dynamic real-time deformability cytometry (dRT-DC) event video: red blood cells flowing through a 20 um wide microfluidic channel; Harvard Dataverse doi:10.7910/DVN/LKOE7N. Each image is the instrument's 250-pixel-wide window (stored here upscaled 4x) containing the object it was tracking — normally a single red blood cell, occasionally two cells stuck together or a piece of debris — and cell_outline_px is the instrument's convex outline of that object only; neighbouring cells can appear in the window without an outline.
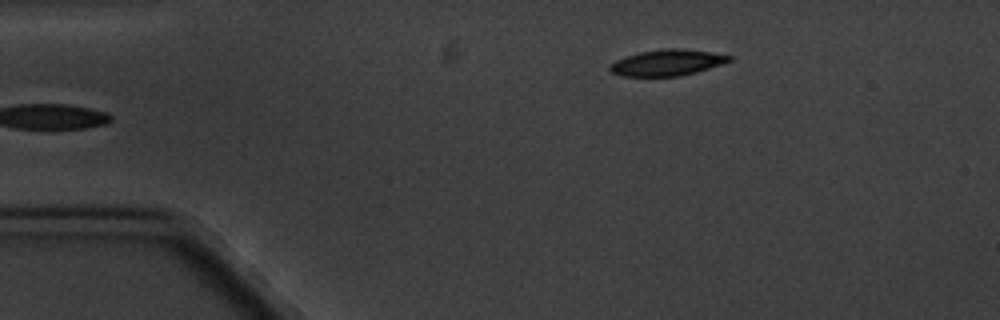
{"species": "common noctule bat (a hibernating species)", "species_latin": "Nyctalus noctula", "temperature_condition": "cold", "stored_images_in_passage": 5, "camera_frame_rate_fps": 3000, "um_per_image_px": 0.085, "animal": {"sex": "male", "body_mass_g": 20.1, "forearm_length_mm": 53.5}, "frame": {"image": 1, "passage_image": 5, "time_ms": 4.667, "image_size_px": [1000, 320], "cell_outline_px": [[732, 60], [696, 72], [680, 76], [624, 76], [612, 72], [608, 68], [608, 64], [624, 56], [640, 52], [668, 48], [680, 48], [712, 52], [732, 56]], "centroid_in_image_um": [56.68, 5.32], "position_along_channel_um": 28.3, "area_um2": 18.09}}